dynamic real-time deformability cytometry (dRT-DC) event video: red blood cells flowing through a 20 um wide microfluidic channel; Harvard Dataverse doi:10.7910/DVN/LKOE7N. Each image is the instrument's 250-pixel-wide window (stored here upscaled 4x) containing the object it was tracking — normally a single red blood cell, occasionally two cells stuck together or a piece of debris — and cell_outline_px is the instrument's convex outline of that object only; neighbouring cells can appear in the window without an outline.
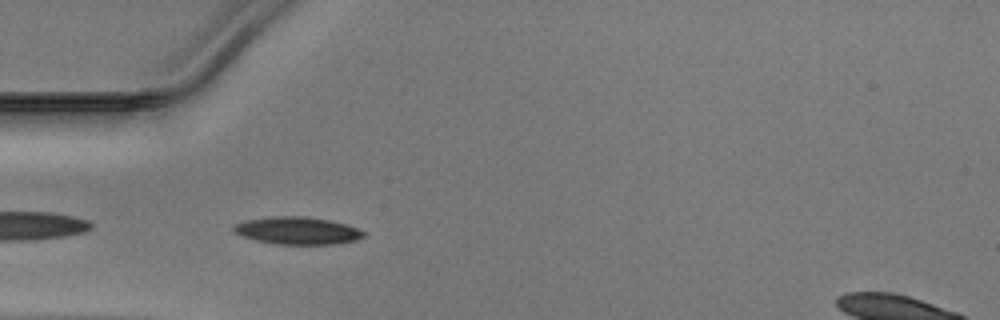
{"species": "Egyptian fruit bat (a non-hibernating species)", "species_latin": "Rousettus aegyptiacus", "temperature_condition": "warm", "stored_images_in_passage": 36, "camera_frame_rate_fps": 3000, "um_per_image_px": 0.085, "animal": {"sex": "male"}, "frame": {"image": 1, "passage_image": 2, "time_ms": 0.333, "image_size_px": [1000, 320], "cell_outline_px": [[364, 236], [356, 240], [332, 244], [276, 244], [256, 240], [244, 236], [236, 232], [232, 228], [232, 224], [244, 220], [276, 216], [300, 216], [328, 220], [344, 224], [356, 228], [364, 232]], "centroid_in_image_um": [25.23, 19.6], "position_along_channel_um": 59.8, "area_um2": 20.46}}
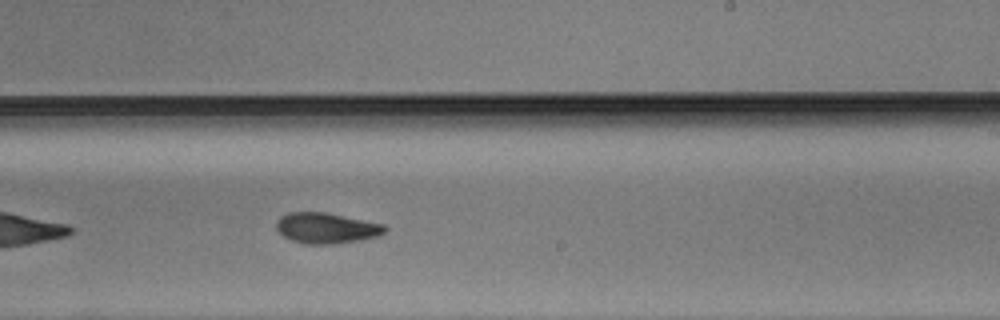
{"frame": {"image": 2, "passage_image": 17, "time_ms": 5.333, "image_size_px": [1000, 320], "cell_outline_px": [[388, 228], [384, 232], [376, 236], [360, 240], [332, 244], [308, 244], [292, 240], [284, 236], [276, 228], [276, 220], [280, 216], [288, 212], [324, 212], [384, 224]], "centroid_in_image_um": [27.72, 19.38], "position_along_channel_um": 261.3, "area_um2": 19.25}}
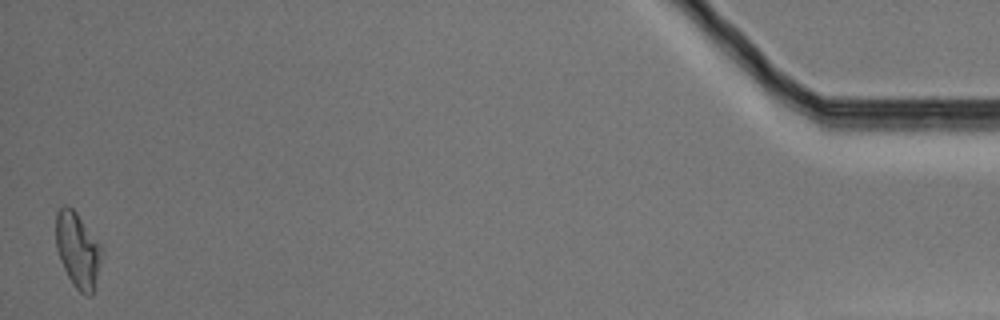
{"frame": {"image": 3, "passage_image": 36, "time_ms": 11.667, "image_size_px": [1000, 320], "cell_outline_px": [[100, 252], [96, 276], [92, 296], [88, 296], [80, 292], [72, 284], [60, 260], [56, 248], [56, 212], [64, 204], [72, 208], [76, 212], [100, 244]], "centroid_in_image_um": [6.55, 21.23], "position_along_channel_um": 428.6, "area_um2": 19.48}}